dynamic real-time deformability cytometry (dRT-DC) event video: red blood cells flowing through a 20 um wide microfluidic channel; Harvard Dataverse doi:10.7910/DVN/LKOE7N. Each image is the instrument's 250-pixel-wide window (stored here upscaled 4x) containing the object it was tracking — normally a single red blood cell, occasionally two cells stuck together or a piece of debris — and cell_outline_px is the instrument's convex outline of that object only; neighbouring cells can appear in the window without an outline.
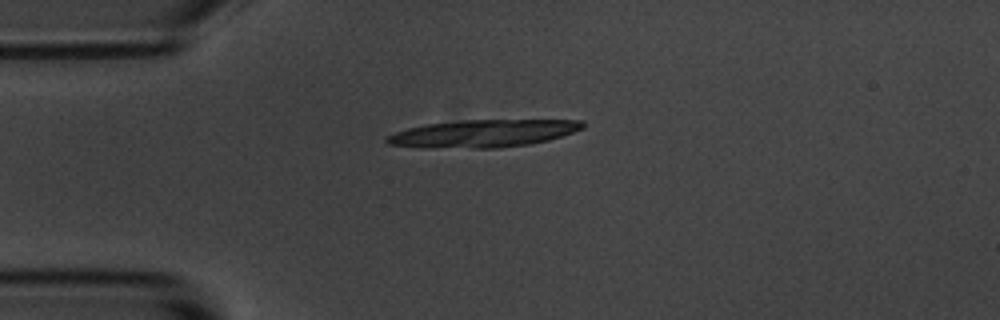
{"species": "common noctule bat (a hibernating species)", "species_latin": "Nyctalus noctula", "temperature_condition": "room temperature", "stored_images_in_passage": 1, "camera_frame_rate_fps": 3000, "um_per_image_px": 0.085, "animal": {"sex": "male", "body_mass_g": 20.1, "forearm_length_mm": 53.5}, "frame": {"image": 1, "passage_image": 1, "time_ms": 0.0, "image_size_px": [1000, 320], "cell_outline_px": [[584, 128], [548, 140], [528, 144], [500, 148], [424, 148], [388, 144], [384, 140], [388, 136], [396, 132], [408, 128], [428, 124], [460, 120], [584, 120]], "centroid_in_image_um": [41.05, 11.35], "position_along_channel_um": 43.9, "area_um2": 31.33}}